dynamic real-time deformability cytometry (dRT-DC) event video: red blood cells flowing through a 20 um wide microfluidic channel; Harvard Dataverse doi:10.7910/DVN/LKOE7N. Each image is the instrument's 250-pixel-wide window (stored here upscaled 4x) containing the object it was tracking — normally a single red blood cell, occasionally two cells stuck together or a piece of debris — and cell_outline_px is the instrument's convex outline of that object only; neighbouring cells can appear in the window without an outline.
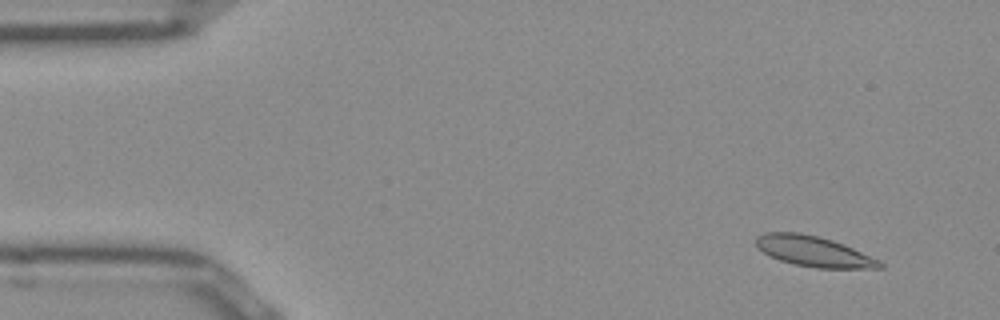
{"species": "Egyptian fruit bat (a non-hibernating species)", "species_latin": "Rousettus aegyptiacus", "temperature_condition": "room temperature", "stored_images_in_passage": 11, "camera_frame_rate_fps": 3000, "um_per_image_px": 0.085, "frame": {"image": 1, "passage_image": 4, "time_ms": 1.0, "image_size_px": [1000, 320], "cell_outline_px": [[884, 268], [816, 268], [796, 264], [780, 260], [756, 248], [756, 236], [764, 232], [800, 232], [820, 236], [832, 240], [852, 248], [880, 260], [884, 264]], "centroid_in_image_um": [69.15, 21.35], "position_along_channel_um": 15.8, "area_um2": 21.91}}